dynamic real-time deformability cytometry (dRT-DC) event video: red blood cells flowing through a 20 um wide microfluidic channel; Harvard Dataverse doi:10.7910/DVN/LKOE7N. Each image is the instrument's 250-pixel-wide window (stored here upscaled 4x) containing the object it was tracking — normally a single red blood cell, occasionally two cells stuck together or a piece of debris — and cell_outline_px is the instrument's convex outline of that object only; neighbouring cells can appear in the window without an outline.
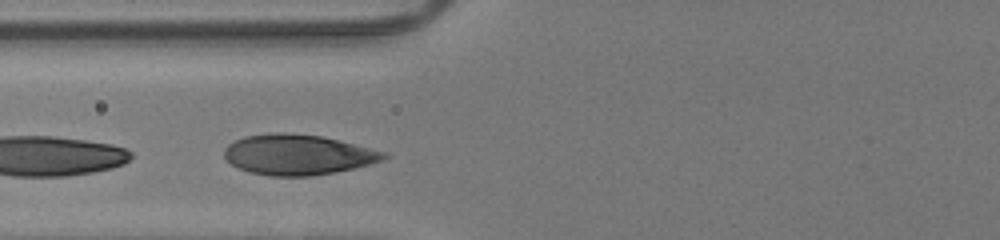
{"species": "human", "species_latin": "Homo sapiens", "temperature_condition": "room temperature", "stored_images_in_passage": 29, "camera_frame_rate_fps": 3000, "um_per_image_px": 0.085, "donor": {"sex": "male"}, "frame": {"image": 1, "passage_image": 9, "time_ms": 2.667, "image_size_px": [1000, 240], "cell_outline_px": [[392, 156], [388, 160], [372, 164], [336, 172], [308, 176], [272, 176], [248, 172], [232, 164], [224, 156], [224, 148], [228, 144], [244, 136], [272, 132], [280, 132], [320, 136], [388, 152]], "centroid_in_image_um": [25.38, 13.15], "position_along_channel_um": 100.4, "area_um2": 37.74}}